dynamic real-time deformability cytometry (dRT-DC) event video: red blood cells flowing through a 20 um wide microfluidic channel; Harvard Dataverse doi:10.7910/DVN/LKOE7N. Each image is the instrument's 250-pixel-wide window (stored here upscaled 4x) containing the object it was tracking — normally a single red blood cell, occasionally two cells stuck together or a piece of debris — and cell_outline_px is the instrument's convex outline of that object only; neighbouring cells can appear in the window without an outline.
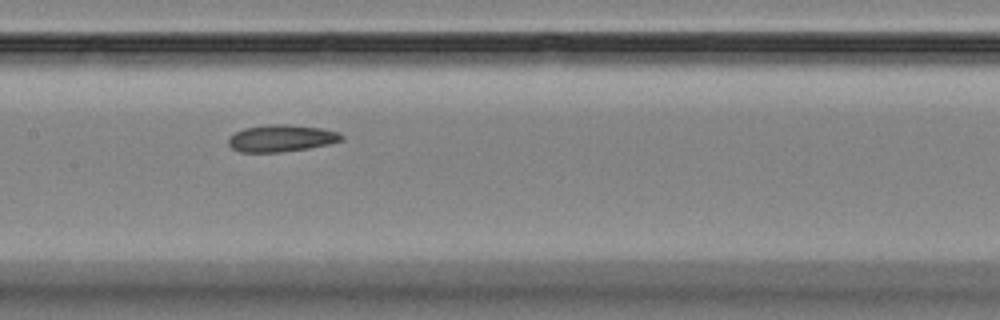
{"species": "Egyptian fruit bat (a non-hibernating species)", "species_latin": "Rousettus aegyptiacus", "temperature_condition": "room temperature", "stored_images_in_passage": 9, "camera_frame_rate_fps": 3000, "um_per_image_px": 0.085, "animal": {"sex": "female"}, "frame": {"image": 1, "passage_image": 8, "time_ms": 7.667, "image_size_px": [1000, 320], "cell_outline_px": [[344, 140], [328, 144], [308, 148], [280, 152], [240, 152], [232, 148], [228, 144], [228, 136], [244, 128], [268, 124], [288, 124], [324, 128], [340, 132], [344, 136]], "centroid_in_image_um": [23.93, 11.74], "position_along_channel_um": 183.5, "area_um2": 17.98}}
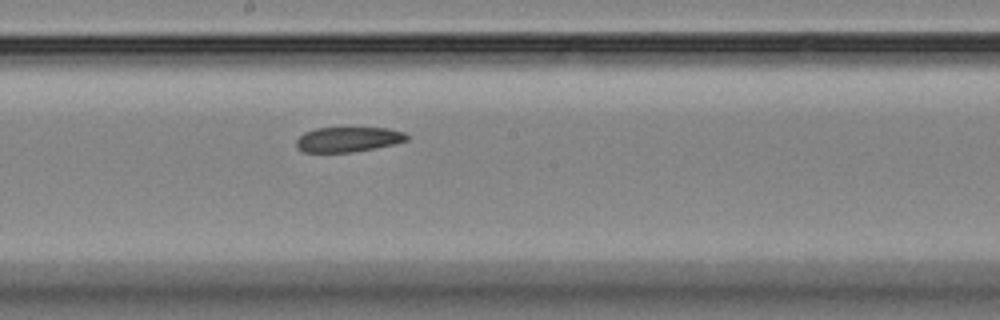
{"frame": {"image": 2, "passage_image": 9, "time_ms": 8.667, "image_size_px": [1000, 320], "cell_outline_px": [[408, 140], [396, 144], [376, 148], [352, 152], [304, 152], [296, 148], [296, 140], [304, 132], [316, 128], [388, 128], [404, 132], [408, 136]], "centroid_in_image_um": [29.6, 11.85], "position_along_channel_um": 218.6, "area_um2": 16.18}}